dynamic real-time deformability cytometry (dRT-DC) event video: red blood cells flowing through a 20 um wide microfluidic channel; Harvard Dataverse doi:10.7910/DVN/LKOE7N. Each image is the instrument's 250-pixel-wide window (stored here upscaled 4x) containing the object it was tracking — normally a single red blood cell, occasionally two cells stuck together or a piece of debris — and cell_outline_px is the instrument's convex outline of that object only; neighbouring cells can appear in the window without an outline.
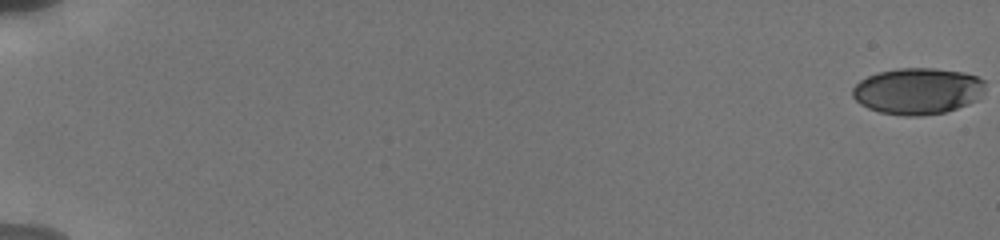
{"species": "human", "species_latin": "Homo sapiens", "temperature_condition": "cold", "stored_images_in_passage": 23, "camera_frame_rate_fps": 3000, "um_per_image_px": 0.085, "donor": {"sex": "male"}, "frame": {"image": 1, "passage_image": 1, "time_ms": 0.0, "image_size_px": [1000, 240], "cell_outline_px": [[984, 92], [976, 100], [968, 104], [944, 112], [920, 116], [908, 116], [880, 112], [868, 108], [860, 104], [852, 96], [852, 88], [860, 80], [876, 72], [900, 68], [932, 68], [964, 72], [976, 76], [984, 80]], "centroid_in_image_um": [77.99, 7.73], "position_along_channel_um": 7.0, "area_um2": 35.89}}
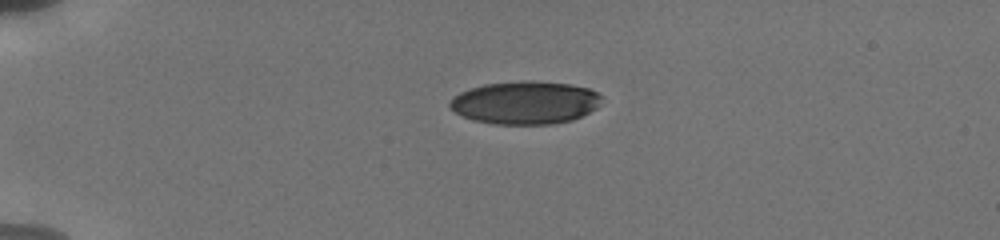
{"frame": {"image": 2, "passage_image": 17, "time_ms": 5.0, "image_size_px": [1000, 240], "cell_outline_px": [[604, 96], [600, 104], [596, 108], [572, 120], [552, 124], [496, 124], [472, 120], [456, 112], [448, 104], [452, 96], [460, 92], [484, 84], [524, 80], [532, 80], [572, 84], [588, 88]], "centroid_in_image_um": [44.66, 8.71], "position_along_channel_um": 40.3, "area_um2": 38.15}}